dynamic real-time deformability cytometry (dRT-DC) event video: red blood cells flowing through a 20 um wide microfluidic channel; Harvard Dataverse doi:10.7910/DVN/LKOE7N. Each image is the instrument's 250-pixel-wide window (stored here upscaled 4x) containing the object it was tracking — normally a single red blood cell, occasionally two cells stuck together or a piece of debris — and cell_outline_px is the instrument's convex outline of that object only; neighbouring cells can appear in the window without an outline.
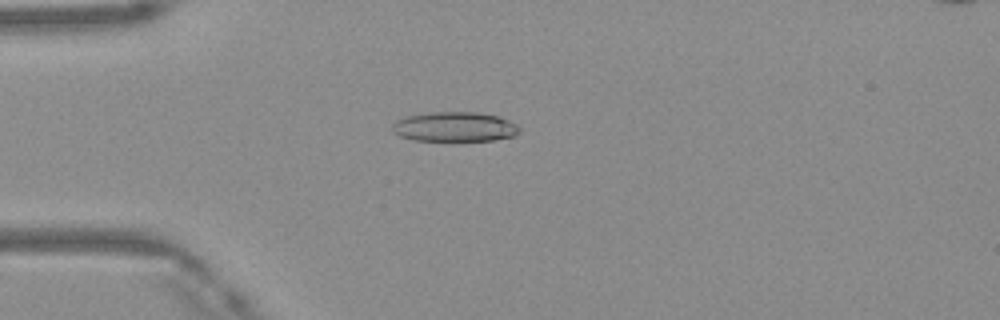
{"species": "Egyptian fruit bat (a non-hibernating species)", "species_latin": "Rousettus aegyptiacus", "temperature_condition": "warm", "stored_images_in_passage": 48, "camera_frame_rate_fps": 3000, "um_per_image_px": 0.085, "frame": {"image": 1, "passage_image": 13, "time_ms": 4.0, "image_size_px": [1000, 320], "cell_outline_px": [[520, 132], [516, 136], [492, 140], [456, 144], [452, 144], [412, 140], [400, 136], [392, 132], [392, 124], [396, 120], [408, 116], [428, 112], [476, 112], [496, 116], [508, 120], [516, 124], [520, 128]], "centroid_in_image_um": [38.63, 10.84], "position_along_channel_um": 46.4, "area_um2": 23.18}}
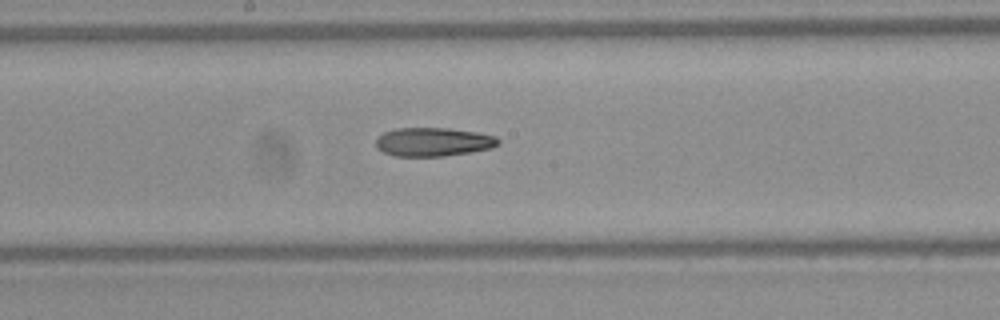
{"frame": {"image": 2, "passage_image": 26, "time_ms": 8.333, "image_size_px": [1000, 320], "cell_outline_px": [[500, 144], [492, 148], [444, 156], [392, 156], [376, 148], [376, 140], [384, 132], [396, 128], [448, 128], [476, 132], [496, 136], [500, 140]], "centroid_in_image_um": [36.83, 12.06], "position_along_channel_um": 211.4, "area_um2": 20.46}}
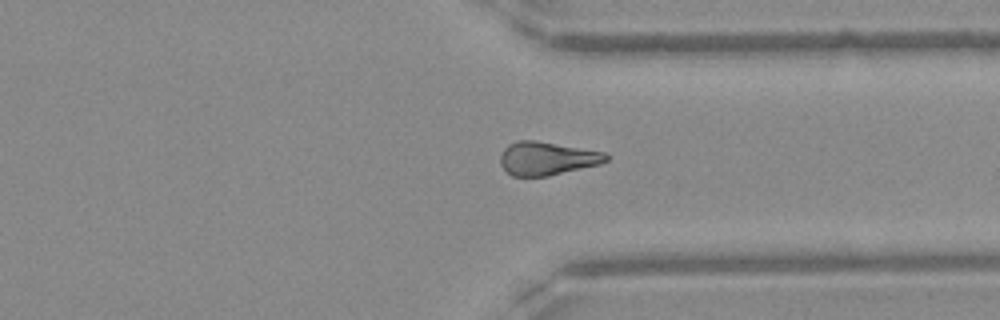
{"frame": {"image": 3, "passage_image": 37, "time_ms": 12.0, "image_size_px": [1000, 320], "cell_outline_px": [[608, 160], [600, 164], [548, 176], [512, 176], [500, 164], [500, 156], [504, 148], [508, 144], [516, 140], [536, 140], [604, 152], [608, 156]], "centroid_in_image_um": [46.47, 13.46], "position_along_channel_um": 364.9, "area_um2": 20.52}, "authors_computed_cell_mechanics": {"area_um2": 21.0681, "velocity_mm_per_s": 4.1936, "shape_relaxation_time_tau1_ms": null, "shape_relaxation_time_tau2_ms": 5.5063, "deformation_change_tau1": null, "deformation_change_tau2": 0.1876}}